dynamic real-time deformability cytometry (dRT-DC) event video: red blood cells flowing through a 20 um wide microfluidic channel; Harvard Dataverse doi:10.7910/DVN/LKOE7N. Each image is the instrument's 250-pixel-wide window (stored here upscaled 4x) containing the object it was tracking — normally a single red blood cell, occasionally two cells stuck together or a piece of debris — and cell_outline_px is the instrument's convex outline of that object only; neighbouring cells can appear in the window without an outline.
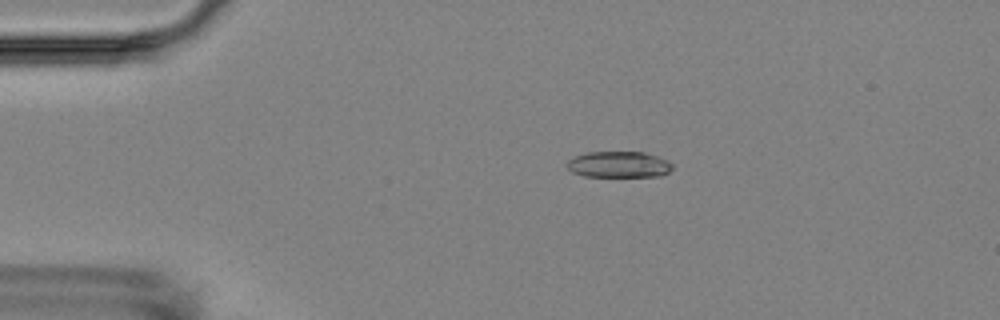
{"species": "Egyptian fruit bat (a non-hibernating species)", "species_latin": "Rousettus aegyptiacus", "temperature_condition": "room temperature", "stored_images_in_passage": 8, "camera_frame_rate_fps": 3000, "um_per_image_px": 0.085, "animal": {"sex": "female"}, "frame": {"image": 1, "passage_image": 4, "time_ms": 3.333, "image_size_px": [1000, 320], "cell_outline_px": [[672, 168], [668, 172], [660, 176], [584, 176], [572, 172], [568, 168], [568, 160], [576, 156], [588, 152], [644, 152], [668, 160], [672, 164]], "centroid_in_image_um": [52.61, 13.98], "position_along_channel_um": 32.4, "area_um2": 15.9}}
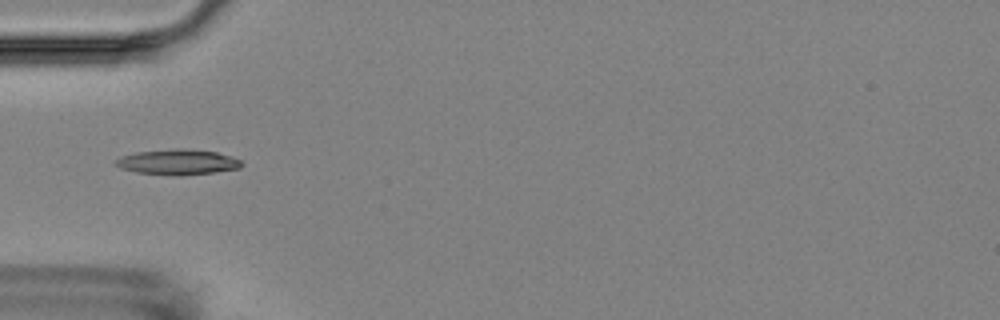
{"frame": {"image": 2, "passage_image": 6, "time_ms": 5.667, "image_size_px": [1000, 320], "cell_outline_px": [[244, 164], [240, 168], [212, 172], [180, 176], [172, 176], [136, 172], [120, 168], [116, 164], [116, 160], [120, 156], [136, 152], [176, 148], [180, 148], [216, 152], [240, 160]], "centroid_in_image_um": [15.08, 13.78], "position_along_channel_um": 69.9, "area_um2": 18.55}}